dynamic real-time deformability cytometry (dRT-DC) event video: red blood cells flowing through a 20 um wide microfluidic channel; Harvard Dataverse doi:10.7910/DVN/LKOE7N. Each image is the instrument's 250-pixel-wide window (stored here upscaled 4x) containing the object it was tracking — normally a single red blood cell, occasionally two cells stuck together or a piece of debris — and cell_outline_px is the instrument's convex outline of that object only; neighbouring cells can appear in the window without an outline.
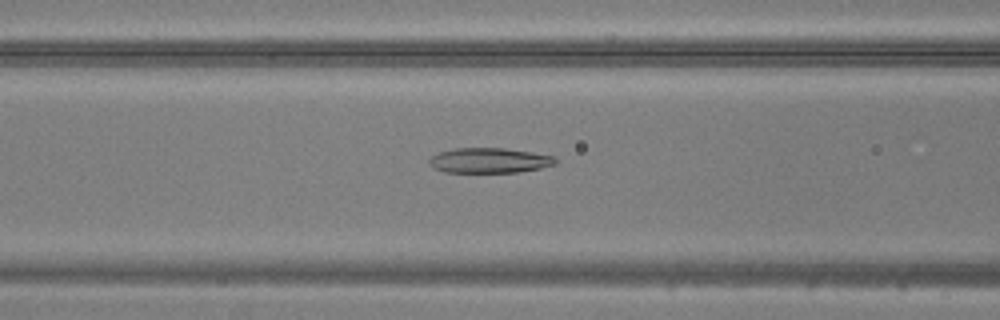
{"species": "common noctule bat (a hibernating species)", "species_latin": "Nyctalus noctula", "temperature_condition": "warm", "stored_images_in_passage": 36, "camera_frame_rate_fps": 3000, "um_per_image_px": 0.085, "animal": {"sex": "male", "body_mass_g": 20.5, "forearm_length_mm": 52.5}, "frame": {"image": 1, "passage_image": 7, "time_ms": 2.0, "image_size_px": [1000, 320], "cell_outline_px": [[556, 164], [540, 168], [520, 172], [444, 172], [432, 168], [428, 164], [428, 160], [432, 156], [440, 152], [456, 148], [504, 148], [532, 152], [556, 156]], "centroid_in_image_um": [41.59, 13.64], "position_along_channel_um": 125.0, "area_um2": 18.55}}
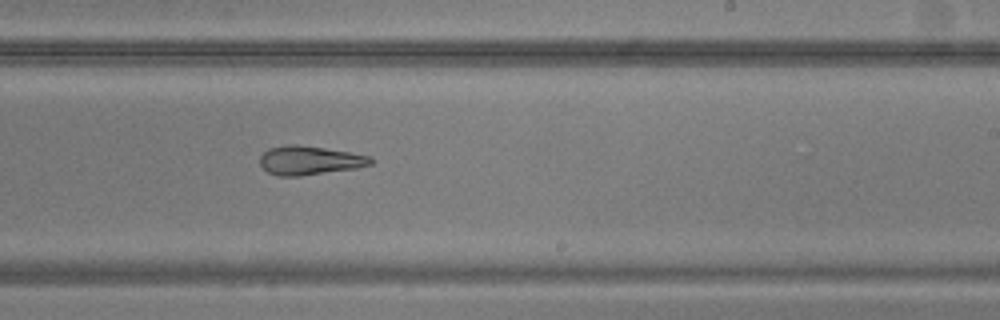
{"frame": {"image": 2, "passage_image": 17, "time_ms": 5.333, "image_size_px": [1000, 320], "cell_outline_px": [[376, 160], [372, 164], [356, 168], [300, 176], [276, 176], [268, 172], [260, 164], [260, 156], [268, 148], [288, 144], [296, 144], [324, 148], [372, 156]], "centroid_in_image_um": [26.33, 13.63], "position_along_channel_um": 262.7, "area_um2": 18.73}}
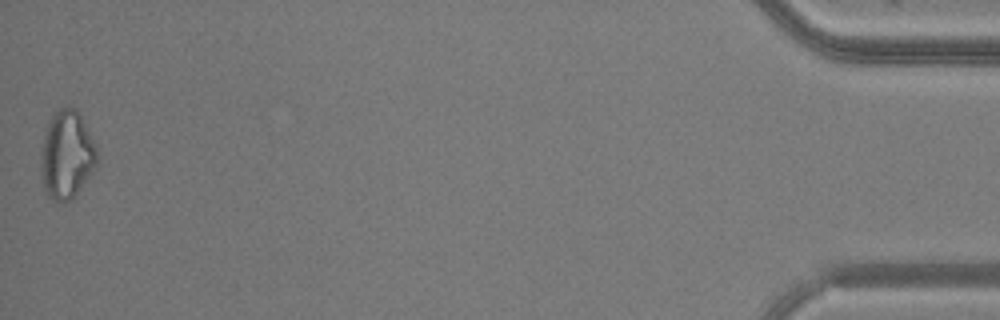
{"frame": {"image": 3, "passage_image": 36, "time_ms": 11.667, "image_size_px": [1000, 320], "cell_outline_px": [[96, 164], [92, 172], [76, 192], [68, 200], [52, 200], [48, 196], [44, 188], [40, 172], [40, 156], [44, 136], [48, 120], [52, 112], [60, 108], [76, 108], [80, 112], [96, 144]], "centroid_in_image_um": [5.65, 13.09], "position_along_channel_um": 429.6, "area_um2": 28.73}}